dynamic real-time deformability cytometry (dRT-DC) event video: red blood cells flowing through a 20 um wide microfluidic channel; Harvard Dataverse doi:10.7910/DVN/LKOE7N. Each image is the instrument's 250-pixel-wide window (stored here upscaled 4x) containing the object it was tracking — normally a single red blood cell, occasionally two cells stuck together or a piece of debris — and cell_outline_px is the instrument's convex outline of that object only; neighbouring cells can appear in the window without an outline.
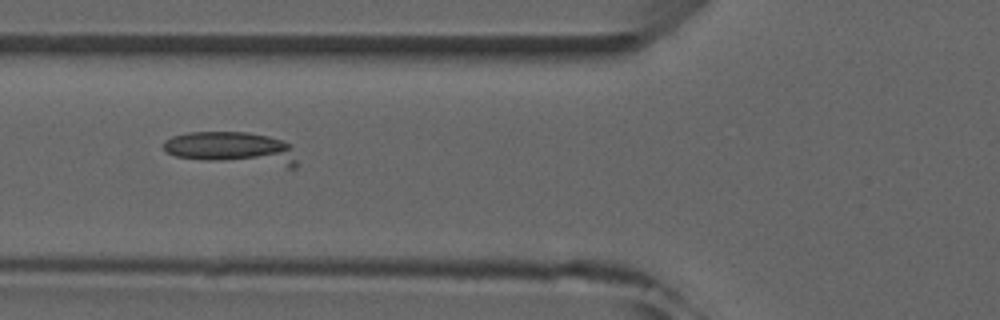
{"species": "common noctule bat (a hibernating species)", "species_latin": "Nyctalus noctula", "temperature_condition": "room temperature", "stored_images_in_passage": 9, "camera_frame_rate_fps": 3000, "um_per_image_px": 0.085, "animal": {"sex": "male", "forearm_length_mm": 52.5}, "frame": {"image": 1, "passage_image": 6, "time_ms": 5.667, "image_size_px": [1000, 320], "cell_outline_px": [[296, 168], [288, 168], [204, 160], [176, 156], [164, 152], [164, 140], [172, 136], [188, 132], [248, 132], [268, 136], [284, 140], [292, 144], [296, 160]], "centroid_in_image_um": [19.79, 12.62], "position_along_channel_um": 106.0, "area_um2": 25.95}}
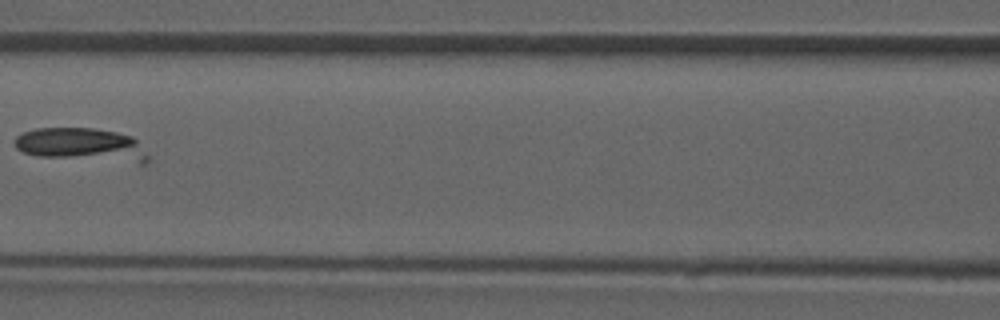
{"frame": {"image": 2, "passage_image": 7, "time_ms": 7.0, "image_size_px": [1000, 320], "cell_outline_px": [[152, 160], [148, 164], [140, 164], [40, 156], [24, 152], [16, 148], [16, 136], [24, 132], [36, 128], [92, 128], [116, 132], [132, 136], [136, 140]], "centroid_in_image_um": [7.03, 12.33], "position_along_channel_um": 159.6, "area_um2": 26.07}}